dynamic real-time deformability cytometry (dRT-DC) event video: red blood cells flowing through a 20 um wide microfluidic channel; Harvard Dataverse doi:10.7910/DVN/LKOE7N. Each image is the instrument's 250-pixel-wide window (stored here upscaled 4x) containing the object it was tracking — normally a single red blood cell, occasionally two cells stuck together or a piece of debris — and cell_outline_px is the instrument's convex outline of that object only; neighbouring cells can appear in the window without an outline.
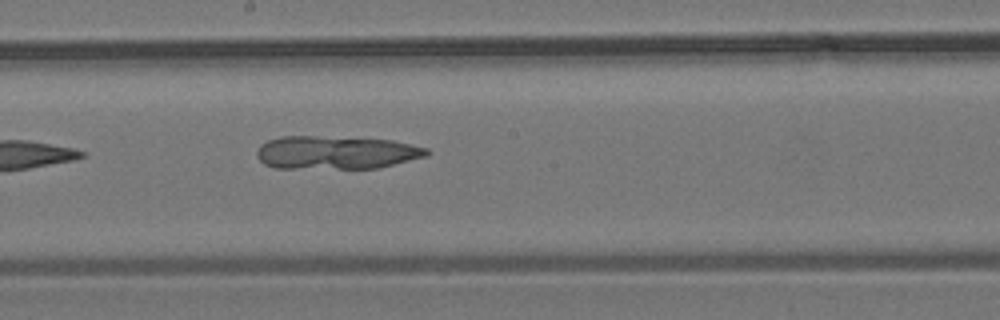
{"species": "common noctule bat (a hibernating species)", "species_latin": "Nyctalus noctula", "temperature_condition": "room temperature", "stored_images_in_passage": 8, "camera_frame_rate_fps": 3000, "um_per_image_px": 0.085, "animal": {"sex": "male", "body_mass_g": 19.2, "forearm_length_mm": 51.8}, "frame": {"image": 1, "passage_image": 8, "time_ms": 8.333, "image_size_px": [1000, 320], "cell_outline_px": [[432, 152], [428, 156], [376, 168], [272, 168], [264, 164], [256, 156], [256, 152], [260, 144], [268, 140], [280, 136], [316, 136], [392, 140], [428, 148]], "centroid_in_image_um": [28.54, 12.96], "position_along_channel_um": 219.7, "area_um2": 33.0}}